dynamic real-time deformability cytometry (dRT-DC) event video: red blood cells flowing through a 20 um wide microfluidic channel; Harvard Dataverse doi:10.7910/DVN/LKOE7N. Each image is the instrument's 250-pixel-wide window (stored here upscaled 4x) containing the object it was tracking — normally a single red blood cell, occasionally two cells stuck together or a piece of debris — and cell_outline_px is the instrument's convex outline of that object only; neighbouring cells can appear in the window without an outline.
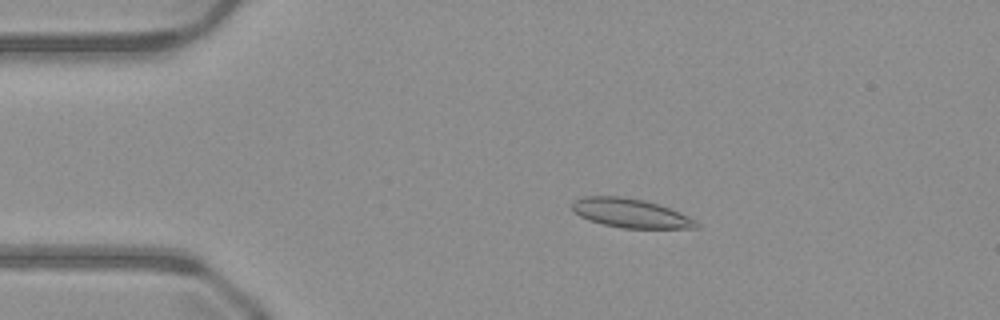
{"species": "common noctule bat (a hibernating species)", "species_latin": "Nyctalus noctula", "temperature_condition": "warm", "stored_images_in_passage": 51, "camera_frame_rate_fps": 3000, "um_per_image_px": 0.085, "animal": {"sex": "male", "body_mass_g": 23.1, "forearm_length_mm": 52.7}, "frame": {"image": 1, "passage_image": 10, "time_ms": 3.0, "image_size_px": [1000, 320], "cell_outline_px": [[700, 228], [620, 228], [588, 220], [572, 212], [572, 200], [584, 196], [620, 196], [644, 200], [660, 204], [680, 212], [696, 220], [700, 224]], "centroid_in_image_um": [53.59, 18.11], "position_along_channel_um": 31.4, "area_um2": 21.27}}
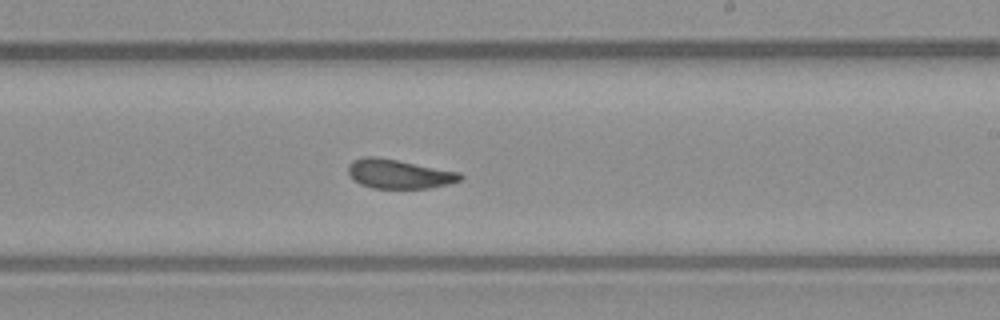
{"frame": {"image": 2, "passage_image": 30, "time_ms": 9.667, "image_size_px": [1000, 320], "cell_outline_px": [[464, 180], [448, 184], [428, 188], [372, 188], [360, 184], [348, 172], [348, 164], [352, 160], [364, 156], [376, 156], [460, 172], [464, 176]], "centroid_in_image_um": [33.93, 14.78], "position_along_channel_um": 255.1, "area_um2": 19.07}}
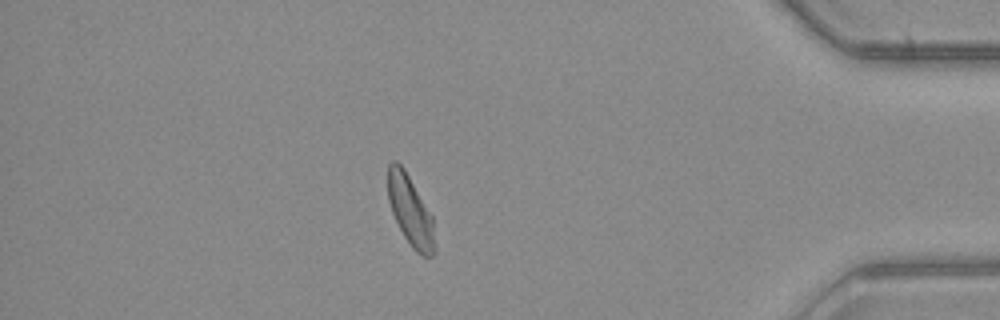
{"frame": {"image": 3, "passage_image": 44, "time_ms": 14.333, "image_size_px": [1000, 320], "cell_outline_px": [[436, 248], [432, 256], [424, 256], [416, 252], [412, 248], [404, 236], [392, 212], [388, 200], [388, 164], [392, 160], [396, 160], [404, 168], [432, 216]], "centroid_in_image_um": [34.88, 17.92], "position_along_channel_um": 400.3, "area_um2": 19.02}, "authors_computed_cell_mechanics": {"area_um2": 19.9988, "velocity_mm_per_s": 4.0633, "shape_relaxation_time_tau1_ms": 4.7433, "shape_relaxation_time_tau2_ms": 1.5404, "deformation_change_tau1": 0.1452, "deformation_change_tau2": 0.0857}}